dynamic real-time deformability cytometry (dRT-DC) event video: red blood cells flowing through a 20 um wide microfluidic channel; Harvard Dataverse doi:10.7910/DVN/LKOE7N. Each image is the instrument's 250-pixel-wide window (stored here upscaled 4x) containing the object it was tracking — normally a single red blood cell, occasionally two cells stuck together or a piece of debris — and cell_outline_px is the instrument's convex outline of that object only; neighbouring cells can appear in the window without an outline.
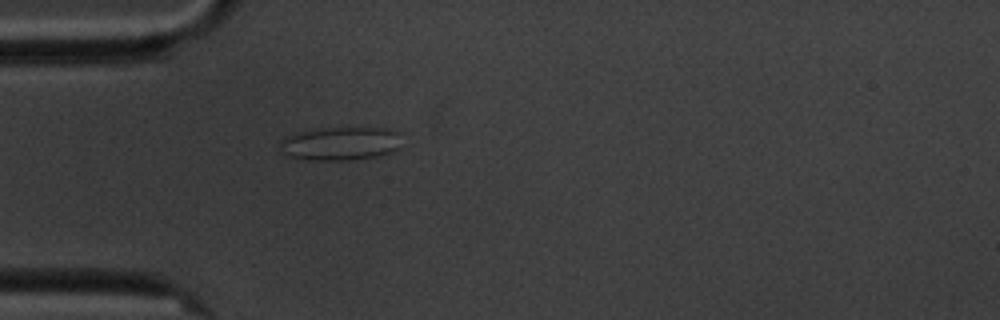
{"species": "common noctule bat (a hibernating species)", "species_latin": "Nyctalus noctula", "temperature_condition": "cold", "stored_images_in_passage": 1, "camera_frame_rate_fps": 3000, "um_per_image_px": 0.085, "animal": {"sex": "male", "body_mass_g": 20.1, "forearm_length_mm": 53.5}, "frame": {"image": 1, "passage_image": 1, "time_ms": 0.0, "image_size_px": [1000, 320], "cell_outline_px": [[400, 148], [392, 152], [376, 156], [352, 160], [304, 160], [284, 156], [276, 152], [280, 140], [284, 136], [296, 132], [316, 128], [384, 128], [396, 132]], "centroid_in_image_um": [28.77, 12.22], "position_along_channel_um": 56.2, "area_um2": 24.28}}